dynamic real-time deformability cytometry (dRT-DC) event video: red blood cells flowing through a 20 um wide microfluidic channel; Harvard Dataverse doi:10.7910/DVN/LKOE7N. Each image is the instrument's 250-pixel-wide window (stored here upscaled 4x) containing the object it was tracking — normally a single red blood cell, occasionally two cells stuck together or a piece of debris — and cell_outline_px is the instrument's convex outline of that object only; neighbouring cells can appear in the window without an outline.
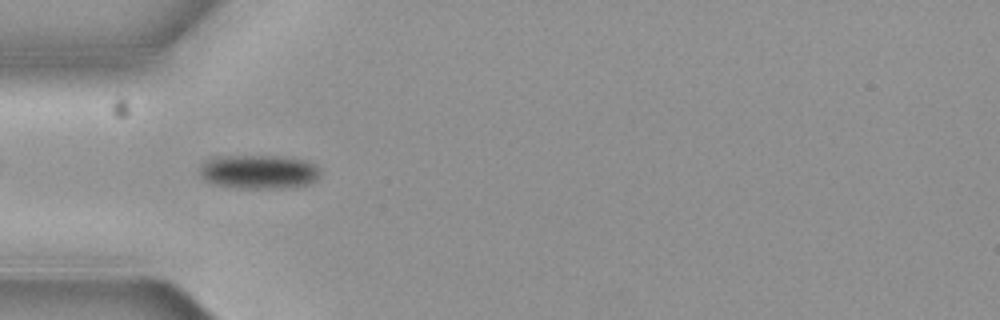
{"species": "common noctule bat (a hibernating species)", "species_latin": "Nyctalus noctula", "temperature_condition": "cold", "stored_images_in_passage": 7, "camera_frame_rate_fps": 3000, "um_per_image_px": 0.085, "animal": {"sex": "female", "body_mass_g": 19.3, "forearm_length_mm": 54.1}, "frame": {"image": 1, "passage_image": 5, "time_ms": 1.333, "image_size_px": [1000, 320], "cell_outline_px": [[320, 172], [316, 180], [308, 184], [280, 188], [244, 188], [216, 184], [204, 180], [200, 176], [200, 168], [204, 164], [212, 160], [228, 156], [276, 156], [304, 160], [320, 168]], "centroid_in_image_um": [22.04, 14.61], "position_along_channel_um": 63.0, "area_um2": 23.24}}
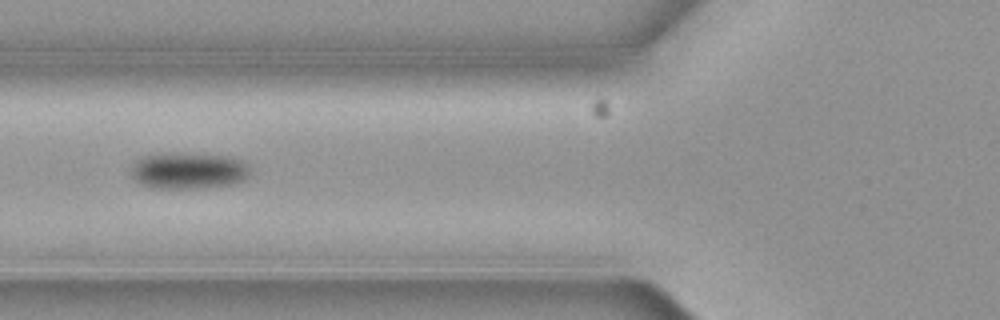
{"frame": {"image": 2, "passage_image": 6, "time_ms": 1.667, "image_size_px": [1000, 320], "cell_outline_px": [[248, 172], [240, 180], [232, 184], [204, 188], [152, 188], [140, 184], [132, 176], [132, 164], [136, 160], [148, 156], [228, 156], [240, 160], [248, 164]], "centroid_in_image_um": [16.0, 14.57], "position_along_channel_um": 109.8, "area_um2": 23.87}}
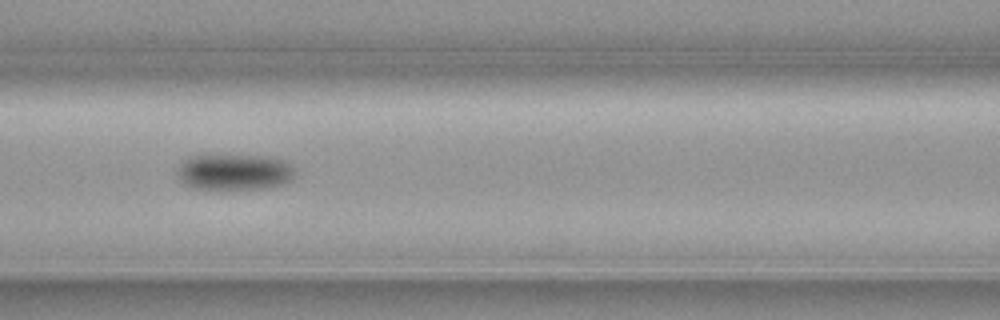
{"frame": {"image": 3, "passage_image": 7, "time_ms": 2.0, "image_size_px": [1000, 320], "cell_outline_px": [[296, 172], [288, 180], [280, 184], [260, 188], [216, 192], [196, 188], [184, 184], [176, 176], [176, 168], [188, 156], [208, 152], [276, 156], [284, 160]], "centroid_in_image_um": [19.79, 14.58], "position_along_channel_um": 146.8, "area_um2": 26.47}}